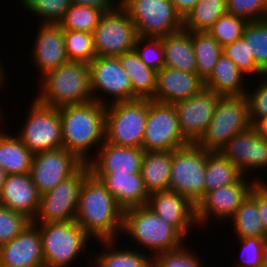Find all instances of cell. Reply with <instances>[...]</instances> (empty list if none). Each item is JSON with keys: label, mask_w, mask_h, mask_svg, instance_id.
Returning <instances> with one entry per match:
<instances>
[{"label": "cell", "mask_w": 267, "mask_h": 267, "mask_svg": "<svg viewBox=\"0 0 267 267\" xmlns=\"http://www.w3.org/2000/svg\"><path fill=\"white\" fill-rule=\"evenodd\" d=\"M165 223L172 225L185 239L196 222V205L187 197L172 190L150 193L146 205Z\"/></svg>", "instance_id": "obj_19"}, {"label": "cell", "mask_w": 267, "mask_h": 267, "mask_svg": "<svg viewBox=\"0 0 267 267\" xmlns=\"http://www.w3.org/2000/svg\"><path fill=\"white\" fill-rule=\"evenodd\" d=\"M105 186L114 197L117 204L123 209L145 206L149 193L145 188L141 173H91Z\"/></svg>", "instance_id": "obj_25"}, {"label": "cell", "mask_w": 267, "mask_h": 267, "mask_svg": "<svg viewBox=\"0 0 267 267\" xmlns=\"http://www.w3.org/2000/svg\"><path fill=\"white\" fill-rule=\"evenodd\" d=\"M63 147L84 164L90 161L89 150L105 141L106 105L92 100L83 104L59 107Z\"/></svg>", "instance_id": "obj_2"}, {"label": "cell", "mask_w": 267, "mask_h": 267, "mask_svg": "<svg viewBox=\"0 0 267 267\" xmlns=\"http://www.w3.org/2000/svg\"><path fill=\"white\" fill-rule=\"evenodd\" d=\"M191 41L197 63L196 73L205 80L223 53V47L208 31H191Z\"/></svg>", "instance_id": "obj_35"}, {"label": "cell", "mask_w": 267, "mask_h": 267, "mask_svg": "<svg viewBox=\"0 0 267 267\" xmlns=\"http://www.w3.org/2000/svg\"><path fill=\"white\" fill-rule=\"evenodd\" d=\"M261 180L263 179L260 177L250 180L243 176L236 183L206 193L196 205L197 224L206 225L211 218H215V221L216 219L218 221L230 219L255 184L266 183L265 180Z\"/></svg>", "instance_id": "obj_15"}, {"label": "cell", "mask_w": 267, "mask_h": 267, "mask_svg": "<svg viewBox=\"0 0 267 267\" xmlns=\"http://www.w3.org/2000/svg\"><path fill=\"white\" fill-rule=\"evenodd\" d=\"M88 65L93 100L104 105L132 100L131 82L118 56H96ZM97 92H103L106 99L113 97L109 101V98L106 100L103 95H97Z\"/></svg>", "instance_id": "obj_13"}, {"label": "cell", "mask_w": 267, "mask_h": 267, "mask_svg": "<svg viewBox=\"0 0 267 267\" xmlns=\"http://www.w3.org/2000/svg\"><path fill=\"white\" fill-rule=\"evenodd\" d=\"M147 119V99L119 101L106 105L105 141L142 148Z\"/></svg>", "instance_id": "obj_6"}, {"label": "cell", "mask_w": 267, "mask_h": 267, "mask_svg": "<svg viewBox=\"0 0 267 267\" xmlns=\"http://www.w3.org/2000/svg\"><path fill=\"white\" fill-rule=\"evenodd\" d=\"M64 44L69 61L89 64L96 57L92 33L64 30Z\"/></svg>", "instance_id": "obj_38"}, {"label": "cell", "mask_w": 267, "mask_h": 267, "mask_svg": "<svg viewBox=\"0 0 267 267\" xmlns=\"http://www.w3.org/2000/svg\"><path fill=\"white\" fill-rule=\"evenodd\" d=\"M41 24V25H40ZM38 33L31 50L35 66L42 73L55 70L62 64L69 62L64 44V30L59 24L40 23Z\"/></svg>", "instance_id": "obj_21"}, {"label": "cell", "mask_w": 267, "mask_h": 267, "mask_svg": "<svg viewBox=\"0 0 267 267\" xmlns=\"http://www.w3.org/2000/svg\"><path fill=\"white\" fill-rule=\"evenodd\" d=\"M2 63H1V61H0V89L5 85V80H6V75H5V73L6 72H4L5 70H4V67H3V65H1ZM4 84V85H3Z\"/></svg>", "instance_id": "obj_51"}, {"label": "cell", "mask_w": 267, "mask_h": 267, "mask_svg": "<svg viewBox=\"0 0 267 267\" xmlns=\"http://www.w3.org/2000/svg\"><path fill=\"white\" fill-rule=\"evenodd\" d=\"M40 196L30 173L6 175L0 205L22 213L33 221L39 209Z\"/></svg>", "instance_id": "obj_24"}, {"label": "cell", "mask_w": 267, "mask_h": 267, "mask_svg": "<svg viewBox=\"0 0 267 267\" xmlns=\"http://www.w3.org/2000/svg\"><path fill=\"white\" fill-rule=\"evenodd\" d=\"M31 222L26 215L0 205V245L18 236Z\"/></svg>", "instance_id": "obj_44"}, {"label": "cell", "mask_w": 267, "mask_h": 267, "mask_svg": "<svg viewBox=\"0 0 267 267\" xmlns=\"http://www.w3.org/2000/svg\"><path fill=\"white\" fill-rule=\"evenodd\" d=\"M227 13V0H199L183 18V30L206 32Z\"/></svg>", "instance_id": "obj_34"}, {"label": "cell", "mask_w": 267, "mask_h": 267, "mask_svg": "<svg viewBox=\"0 0 267 267\" xmlns=\"http://www.w3.org/2000/svg\"><path fill=\"white\" fill-rule=\"evenodd\" d=\"M223 53L229 57L237 67L246 75H266L254 61V58L249 53L248 40L243 36L240 39L235 40L231 44H227L223 47Z\"/></svg>", "instance_id": "obj_41"}, {"label": "cell", "mask_w": 267, "mask_h": 267, "mask_svg": "<svg viewBox=\"0 0 267 267\" xmlns=\"http://www.w3.org/2000/svg\"><path fill=\"white\" fill-rule=\"evenodd\" d=\"M84 163L64 147L33 154L31 178L40 194L74 175Z\"/></svg>", "instance_id": "obj_16"}, {"label": "cell", "mask_w": 267, "mask_h": 267, "mask_svg": "<svg viewBox=\"0 0 267 267\" xmlns=\"http://www.w3.org/2000/svg\"><path fill=\"white\" fill-rule=\"evenodd\" d=\"M227 13L247 22L267 19V0H227Z\"/></svg>", "instance_id": "obj_46"}, {"label": "cell", "mask_w": 267, "mask_h": 267, "mask_svg": "<svg viewBox=\"0 0 267 267\" xmlns=\"http://www.w3.org/2000/svg\"><path fill=\"white\" fill-rule=\"evenodd\" d=\"M241 247V261L236 267H259L267 261V237L237 239Z\"/></svg>", "instance_id": "obj_42"}, {"label": "cell", "mask_w": 267, "mask_h": 267, "mask_svg": "<svg viewBox=\"0 0 267 267\" xmlns=\"http://www.w3.org/2000/svg\"><path fill=\"white\" fill-rule=\"evenodd\" d=\"M222 96L203 88L196 96L174 103L183 138L197 144L205 134Z\"/></svg>", "instance_id": "obj_17"}, {"label": "cell", "mask_w": 267, "mask_h": 267, "mask_svg": "<svg viewBox=\"0 0 267 267\" xmlns=\"http://www.w3.org/2000/svg\"><path fill=\"white\" fill-rule=\"evenodd\" d=\"M252 126L245 95L221 97L205 134L197 144L207 151H219L234 135Z\"/></svg>", "instance_id": "obj_7"}, {"label": "cell", "mask_w": 267, "mask_h": 267, "mask_svg": "<svg viewBox=\"0 0 267 267\" xmlns=\"http://www.w3.org/2000/svg\"><path fill=\"white\" fill-rule=\"evenodd\" d=\"M143 153V148L117 146L104 141L97 150L98 155L87 164L91 173H140Z\"/></svg>", "instance_id": "obj_23"}, {"label": "cell", "mask_w": 267, "mask_h": 267, "mask_svg": "<svg viewBox=\"0 0 267 267\" xmlns=\"http://www.w3.org/2000/svg\"><path fill=\"white\" fill-rule=\"evenodd\" d=\"M259 267H267V261L262 266Z\"/></svg>", "instance_id": "obj_56"}, {"label": "cell", "mask_w": 267, "mask_h": 267, "mask_svg": "<svg viewBox=\"0 0 267 267\" xmlns=\"http://www.w3.org/2000/svg\"><path fill=\"white\" fill-rule=\"evenodd\" d=\"M243 37L248 40L249 53L256 65L267 75V19L248 22Z\"/></svg>", "instance_id": "obj_37"}, {"label": "cell", "mask_w": 267, "mask_h": 267, "mask_svg": "<svg viewBox=\"0 0 267 267\" xmlns=\"http://www.w3.org/2000/svg\"><path fill=\"white\" fill-rule=\"evenodd\" d=\"M75 221L97 241L118 240L122 233L123 209L92 174L82 184Z\"/></svg>", "instance_id": "obj_1"}, {"label": "cell", "mask_w": 267, "mask_h": 267, "mask_svg": "<svg viewBox=\"0 0 267 267\" xmlns=\"http://www.w3.org/2000/svg\"><path fill=\"white\" fill-rule=\"evenodd\" d=\"M73 5L95 7L104 13L113 11L121 6V0H70ZM118 1V2H117Z\"/></svg>", "instance_id": "obj_48"}, {"label": "cell", "mask_w": 267, "mask_h": 267, "mask_svg": "<svg viewBox=\"0 0 267 267\" xmlns=\"http://www.w3.org/2000/svg\"><path fill=\"white\" fill-rule=\"evenodd\" d=\"M140 37L161 38L183 29L171 0H121Z\"/></svg>", "instance_id": "obj_9"}, {"label": "cell", "mask_w": 267, "mask_h": 267, "mask_svg": "<svg viewBox=\"0 0 267 267\" xmlns=\"http://www.w3.org/2000/svg\"><path fill=\"white\" fill-rule=\"evenodd\" d=\"M33 99L17 137L32 154L63 147L59 109Z\"/></svg>", "instance_id": "obj_11"}, {"label": "cell", "mask_w": 267, "mask_h": 267, "mask_svg": "<svg viewBox=\"0 0 267 267\" xmlns=\"http://www.w3.org/2000/svg\"><path fill=\"white\" fill-rule=\"evenodd\" d=\"M187 144L189 143L183 138L174 105L147 99L143 150L173 151Z\"/></svg>", "instance_id": "obj_12"}, {"label": "cell", "mask_w": 267, "mask_h": 267, "mask_svg": "<svg viewBox=\"0 0 267 267\" xmlns=\"http://www.w3.org/2000/svg\"><path fill=\"white\" fill-rule=\"evenodd\" d=\"M198 1L199 0H171L175 11L182 19L198 3Z\"/></svg>", "instance_id": "obj_50"}, {"label": "cell", "mask_w": 267, "mask_h": 267, "mask_svg": "<svg viewBox=\"0 0 267 267\" xmlns=\"http://www.w3.org/2000/svg\"><path fill=\"white\" fill-rule=\"evenodd\" d=\"M208 151L187 144L172 151L169 190L187 197L194 205L203 198Z\"/></svg>", "instance_id": "obj_8"}, {"label": "cell", "mask_w": 267, "mask_h": 267, "mask_svg": "<svg viewBox=\"0 0 267 267\" xmlns=\"http://www.w3.org/2000/svg\"><path fill=\"white\" fill-rule=\"evenodd\" d=\"M122 232V236L127 235L145 250L153 251L152 257L179 249L185 242V238L172 225L165 223L146 205L123 210Z\"/></svg>", "instance_id": "obj_4"}, {"label": "cell", "mask_w": 267, "mask_h": 267, "mask_svg": "<svg viewBox=\"0 0 267 267\" xmlns=\"http://www.w3.org/2000/svg\"><path fill=\"white\" fill-rule=\"evenodd\" d=\"M91 261H92V260L89 259V261L87 262L88 265H89L90 267H95V266L91 263Z\"/></svg>", "instance_id": "obj_54"}, {"label": "cell", "mask_w": 267, "mask_h": 267, "mask_svg": "<svg viewBox=\"0 0 267 267\" xmlns=\"http://www.w3.org/2000/svg\"><path fill=\"white\" fill-rule=\"evenodd\" d=\"M185 245L153 256V267H203L198 254Z\"/></svg>", "instance_id": "obj_45"}, {"label": "cell", "mask_w": 267, "mask_h": 267, "mask_svg": "<svg viewBox=\"0 0 267 267\" xmlns=\"http://www.w3.org/2000/svg\"><path fill=\"white\" fill-rule=\"evenodd\" d=\"M204 87V80L197 73L164 67L157 72V87L151 100L174 104L196 96Z\"/></svg>", "instance_id": "obj_22"}, {"label": "cell", "mask_w": 267, "mask_h": 267, "mask_svg": "<svg viewBox=\"0 0 267 267\" xmlns=\"http://www.w3.org/2000/svg\"><path fill=\"white\" fill-rule=\"evenodd\" d=\"M103 14L102 10L95 7L71 4L58 24L63 30L93 34Z\"/></svg>", "instance_id": "obj_36"}, {"label": "cell", "mask_w": 267, "mask_h": 267, "mask_svg": "<svg viewBox=\"0 0 267 267\" xmlns=\"http://www.w3.org/2000/svg\"><path fill=\"white\" fill-rule=\"evenodd\" d=\"M5 177H6V174L3 170V168L0 166V195H1V192H2V188H3V184H4V181H5Z\"/></svg>", "instance_id": "obj_53"}, {"label": "cell", "mask_w": 267, "mask_h": 267, "mask_svg": "<svg viewBox=\"0 0 267 267\" xmlns=\"http://www.w3.org/2000/svg\"><path fill=\"white\" fill-rule=\"evenodd\" d=\"M256 86V90H247L246 98L248 101L250 121L253 126H259L267 118V75L261 77Z\"/></svg>", "instance_id": "obj_47"}, {"label": "cell", "mask_w": 267, "mask_h": 267, "mask_svg": "<svg viewBox=\"0 0 267 267\" xmlns=\"http://www.w3.org/2000/svg\"><path fill=\"white\" fill-rule=\"evenodd\" d=\"M245 76L237 65L224 53L221 54L211 74L204 80V87L216 94L226 96H244Z\"/></svg>", "instance_id": "obj_26"}, {"label": "cell", "mask_w": 267, "mask_h": 267, "mask_svg": "<svg viewBox=\"0 0 267 267\" xmlns=\"http://www.w3.org/2000/svg\"><path fill=\"white\" fill-rule=\"evenodd\" d=\"M248 22L233 14H223L208 30V32L224 47L243 36Z\"/></svg>", "instance_id": "obj_40"}, {"label": "cell", "mask_w": 267, "mask_h": 267, "mask_svg": "<svg viewBox=\"0 0 267 267\" xmlns=\"http://www.w3.org/2000/svg\"><path fill=\"white\" fill-rule=\"evenodd\" d=\"M90 174L88 164H84L74 175L60 182L54 189L41 194L39 209L32 222L44 224L75 220L81 187Z\"/></svg>", "instance_id": "obj_10"}, {"label": "cell", "mask_w": 267, "mask_h": 267, "mask_svg": "<svg viewBox=\"0 0 267 267\" xmlns=\"http://www.w3.org/2000/svg\"><path fill=\"white\" fill-rule=\"evenodd\" d=\"M258 209L264 232L267 235V182L258 183Z\"/></svg>", "instance_id": "obj_49"}, {"label": "cell", "mask_w": 267, "mask_h": 267, "mask_svg": "<svg viewBox=\"0 0 267 267\" xmlns=\"http://www.w3.org/2000/svg\"><path fill=\"white\" fill-rule=\"evenodd\" d=\"M118 58L129 76L132 100L152 99L157 87V71L149 68L135 50L118 55Z\"/></svg>", "instance_id": "obj_27"}, {"label": "cell", "mask_w": 267, "mask_h": 267, "mask_svg": "<svg viewBox=\"0 0 267 267\" xmlns=\"http://www.w3.org/2000/svg\"><path fill=\"white\" fill-rule=\"evenodd\" d=\"M219 152L235 164L243 176L255 169L267 168V137L257 126L234 135Z\"/></svg>", "instance_id": "obj_18"}, {"label": "cell", "mask_w": 267, "mask_h": 267, "mask_svg": "<svg viewBox=\"0 0 267 267\" xmlns=\"http://www.w3.org/2000/svg\"><path fill=\"white\" fill-rule=\"evenodd\" d=\"M39 81L40 90L35 99L43 105L59 108L93 100L87 63L69 61Z\"/></svg>", "instance_id": "obj_3"}, {"label": "cell", "mask_w": 267, "mask_h": 267, "mask_svg": "<svg viewBox=\"0 0 267 267\" xmlns=\"http://www.w3.org/2000/svg\"><path fill=\"white\" fill-rule=\"evenodd\" d=\"M25 10L42 17L41 23L58 24L71 6L70 0H20Z\"/></svg>", "instance_id": "obj_39"}, {"label": "cell", "mask_w": 267, "mask_h": 267, "mask_svg": "<svg viewBox=\"0 0 267 267\" xmlns=\"http://www.w3.org/2000/svg\"><path fill=\"white\" fill-rule=\"evenodd\" d=\"M161 38L164 48V67L196 73L197 63L191 41V31L182 29Z\"/></svg>", "instance_id": "obj_28"}, {"label": "cell", "mask_w": 267, "mask_h": 267, "mask_svg": "<svg viewBox=\"0 0 267 267\" xmlns=\"http://www.w3.org/2000/svg\"><path fill=\"white\" fill-rule=\"evenodd\" d=\"M0 130V166L6 175L30 173L33 154L14 135Z\"/></svg>", "instance_id": "obj_30"}, {"label": "cell", "mask_w": 267, "mask_h": 267, "mask_svg": "<svg viewBox=\"0 0 267 267\" xmlns=\"http://www.w3.org/2000/svg\"><path fill=\"white\" fill-rule=\"evenodd\" d=\"M172 151H144L141 177L148 193L168 190Z\"/></svg>", "instance_id": "obj_29"}, {"label": "cell", "mask_w": 267, "mask_h": 267, "mask_svg": "<svg viewBox=\"0 0 267 267\" xmlns=\"http://www.w3.org/2000/svg\"><path fill=\"white\" fill-rule=\"evenodd\" d=\"M228 221H232L237 238L267 237L258 209V183Z\"/></svg>", "instance_id": "obj_31"}, {"label": "cell", "mask_w": 267, "mask_h": 267, "mask_svg": "<svg viewBox=\"0 0 267 267\" xmlns=\"http://www.w3.org/2000/svg\"><path fill=\"white\" fill-rule=\"evenodd\" d=\"M96 56H118L134 50L136 26L120 6L102 15L93 32Z\"/></svg>", "instance_id": "obj_14"}, {"label": "cell", "mask_w": 267, "mask_h": 267, "mask_svg": "<svg viewBox=\"0 0 267 267\" xmlns=\"http://www.w3.org/2000/svg\"><path fill=\"white\" fill-rule=\"evenodd\" d=\"M144 42H146V44ZM134 50L149 68L157 72L164 68V48L162 38L138 36Z\"/></svg>", "instance_id": "obj_43"}, {"label": "cell", "mask_w": 267, "mask_h": 267, "mask_svg": "<svg viewBox=\"0 0 267 267\" xmlns=\"http://www.w3.org/2000/svg\"><path fill=\"white\" fill-rule=\"evenodd\" d=\"M35 225L40 231L44 267H68L87 252L91 238L75 220Z\"/></svg>", "instance_id": "obj_5"}, {"label": "cell", "mask_w": 267, "mask_h": 267, "mask_svg": "<svg viewBox=\"0 0 267 267\" xmlns=\"http://www.w3.org/2000/svg\"><path fill=\"white\" fill-rule=\"evenodd\" d=\"M116 241L118 240L99 241L105 247L103 250L105 252L96 255V258L93 257L91 263L95 267H153V257L147 255L145 250L140 253L130 248L119 250L116 247Z\"/></svg>", "instance_id": "obj_32"}, {"label": "cell", "mask_w": 267, "mask_h": 267, "mask_svg": "<svg viewBox=\"0 0 267 267\" xmlns=\"http://www.w3.org/2000/svg\"><path fill=\"white\" fill-rule=\"evenodd\" d=\"M0 267H44L40 231L33 222L0 245Z\"/></svg>", "instance_id": "obj_20"}, {"label": "cell", "mask_w": 267, "mask_h": 267, "mask_svg": "<svg viewBox=\"0 0 267 267\" xmlns=\"http://www.w3.org/2000/svg\"><path fill=\"white\" fill-rule=\"evenodd\" d=\"M261 133L267 137V118L258 126Z\"/></svg>", "instance_id": "obj_52"}, {"label": "cell", "mask_w": 267, "mask_h": 267, "mask_svg": "<svg viewBox=\"0 0 267 267\" xmlns=\"http://www.w3.org/2000/svg\"><path fill=\"white\" fill-rule=\"evenodd\" d=\"M2 111H3V110H2V109H0V121H1V122H2V119H1V118H2V116H4V115H2V114H1V113H2ZM1 122H0V123H1ZM0 126H1V125H0Z\"/></svg>", "instance_id": "obj_55"}, {"label": "cell", "mask_w": 267, "mask_h": 267, "mask_svg": "<svg viewBox=\"0 0 267 267\" xmlns=\"http://www.w3.org/2000/svg\"><path fill=\"white\" fill-rule=\"evenodd\" d=\"M242 177L239 168L219 151H208L205 165L204 195L217 188L236 183Z\"/></svg>", "instance_id": "obj_33"}]
</instances>
